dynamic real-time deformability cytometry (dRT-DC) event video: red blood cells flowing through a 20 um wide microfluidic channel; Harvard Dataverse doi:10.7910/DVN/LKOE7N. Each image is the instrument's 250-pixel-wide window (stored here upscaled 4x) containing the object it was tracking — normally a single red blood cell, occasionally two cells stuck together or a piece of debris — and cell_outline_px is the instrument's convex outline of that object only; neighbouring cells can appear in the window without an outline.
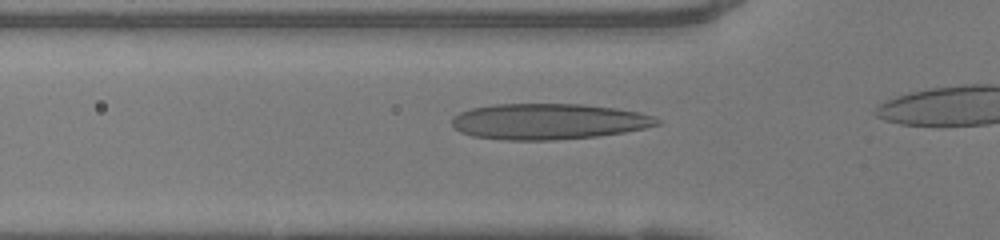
{"species": "human", "species_latin": "Homo sapiens", "temperature_condition": "warm", "stored_images_in_passage": 8, "camera_frame_rate_fps": 3000, "um_per_image_px": 0.085, "donor": {"sex": "female"}, "frame": {"image": 1, "passage_image": 3, "time_ms": 0.667, "image_size_px": [1000, 240], "cell_outline_px": [[660, 124], [644, 128], [624, 132], [596, 136], [552, 140], [504, 140], [472, 136], [460, 132], [452, 124], [452, 116], [460, 112], [472, 108], [492, 104], [580, 104], [616, 108], [640, 112], [652, 116], [660, 120]], "centroid_in_image_um": [46.59, 10.32], "position_along_channel_um": 79.2, "area_um2": 42.89}}
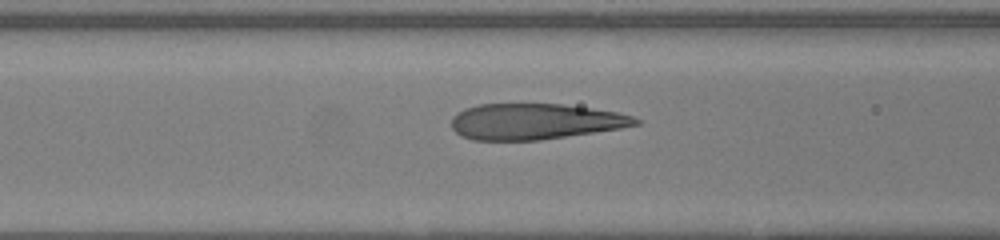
{"frame": {"image": 2, "passage_image": 6, "time_ms": 1.667, "image_size_px": [1000, 240], "cell_outline_px": [[640, 124], [620, 128], [540, 140], [472, 140], [460, 136], [452, 128], [452, 116], [456, 112], [464, 108], [480, 104], [560, 104], [592, 108], [616, 112], [632, 116], [640, 120]], "centroid_in_image_um": [45.42, 10.33], "position_along_channel_um": 121.2, "area_um2": 38.44}}